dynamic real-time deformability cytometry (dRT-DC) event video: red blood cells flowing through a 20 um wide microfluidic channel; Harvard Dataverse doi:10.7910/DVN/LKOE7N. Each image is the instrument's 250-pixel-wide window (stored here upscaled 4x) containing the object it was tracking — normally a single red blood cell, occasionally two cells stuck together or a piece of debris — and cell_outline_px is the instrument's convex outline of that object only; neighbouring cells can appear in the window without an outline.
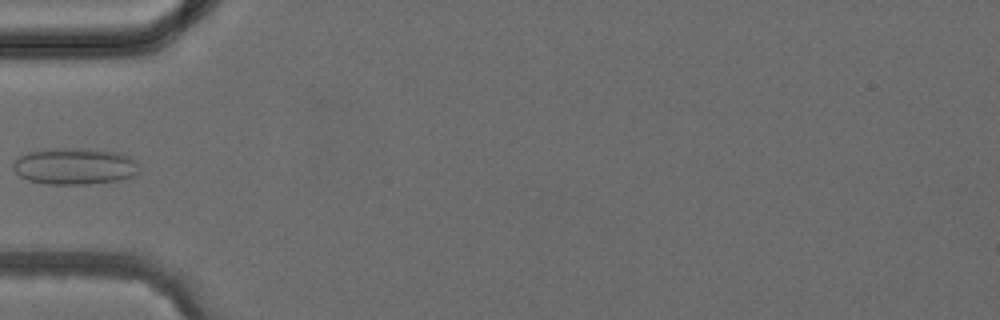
{"species": "common noctule bat (a hibernating species)", "species_latin": "Nyctalus noctula", "temperature_condition": "cold", "stored_images_in_passage": 5, "camera_frame_rate_fps": 3000, "um_per_image_px": 0.085, "animal": {"sex": "female", "body_mass_g": 24.6, "forearm_length_mm": 56.2}, "frame": {"image": 1, "passage_image": 5, "time_ms": 4.667, "image_size_px": [1000, 320], "cell_outline_px": [[140, 172], [136, 176], [120, 180], [88, 184], [48, 184], [28, 180], [20, 176], [12, 168], [12, 164], [20, 156], [28, 152], [56, 148], [92, 148], [120, 152], [132, 156]], "centroid_in_image_um": [6.4, 14.12], "position_along_channel_um": 78.6, "area_um2": 27.22}}